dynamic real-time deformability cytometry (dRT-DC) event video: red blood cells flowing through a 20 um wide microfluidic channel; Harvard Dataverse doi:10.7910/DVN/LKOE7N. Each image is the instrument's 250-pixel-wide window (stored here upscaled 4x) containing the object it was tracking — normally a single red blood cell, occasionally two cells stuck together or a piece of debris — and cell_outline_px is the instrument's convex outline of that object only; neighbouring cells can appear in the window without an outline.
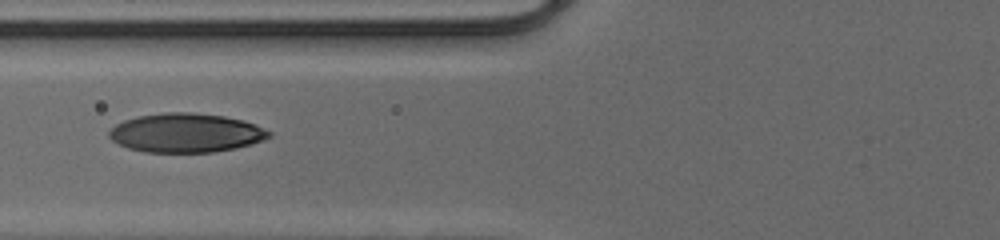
{"species": "human", "species_latin": "Homo sapiens", "temperature_condition": "cold", "stored_images_in_passage": 15, "camera_frame_rate_fps": 3000, "um_per_image_px": 0.085, "donor": {"sex": "male"}, "frame": {"image": 1, "passage_image": 3, "time_ms": 0.667, "image_size_px": [1000, 240], "cell_outline_px": [[260, 136], [252, 140], [240, 144], [224, 148], [188, 152], [180, 152], [164, 116], [208, 116], [232, 120], [248, 124], [260, 132]], "centroid_in_image_um": [17.74, 11.28], "position_along_channel_um": 108.1, "area_um2": 17.92}}